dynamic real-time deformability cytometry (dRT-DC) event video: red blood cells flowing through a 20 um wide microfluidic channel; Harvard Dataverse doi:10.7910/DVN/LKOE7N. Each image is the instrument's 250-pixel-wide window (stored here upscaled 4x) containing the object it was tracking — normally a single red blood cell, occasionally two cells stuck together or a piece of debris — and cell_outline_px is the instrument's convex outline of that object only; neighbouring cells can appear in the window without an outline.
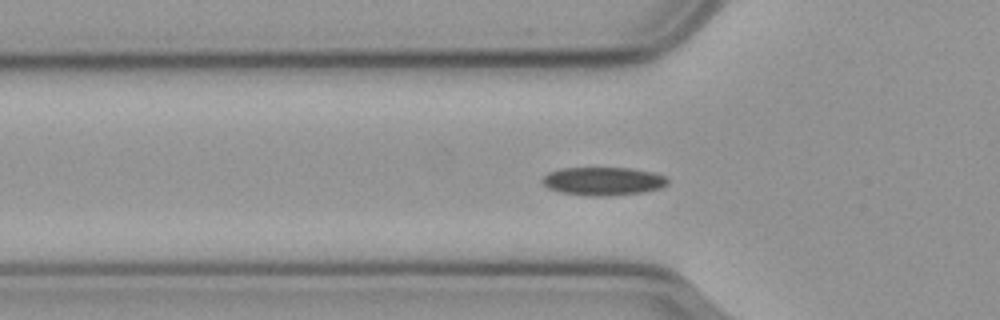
{"species": "common noctule bat (a hibernating species)", "species_latin": "Nyctalus noctula", "temperature_condition": "cold", "stored_images_in_passage": 41, "camera_frame_rate_fps": 3000, "um_per_image_px": 0.085, "animal": {"sex": "male", "body_mass_g": 23.1, "forearm_length_mm": 52.7}, "frame": {"image": 1, "passage_image": 2, "time_ms": 0.333, "image_size_px": [1000, 320], "cell_outline_px": [[668, 184], [660, 188], [644, 192], [608, 196], [592, 196], [560, 192], [548, 188], [540, 180], [548, 172], [560, 168], [632, 168], [652, 172], [668, 176]], "centroid_in_image_um": [51.28, 15.4], "position_along_channel_um": 74.5, "area_um2": 20.81}}
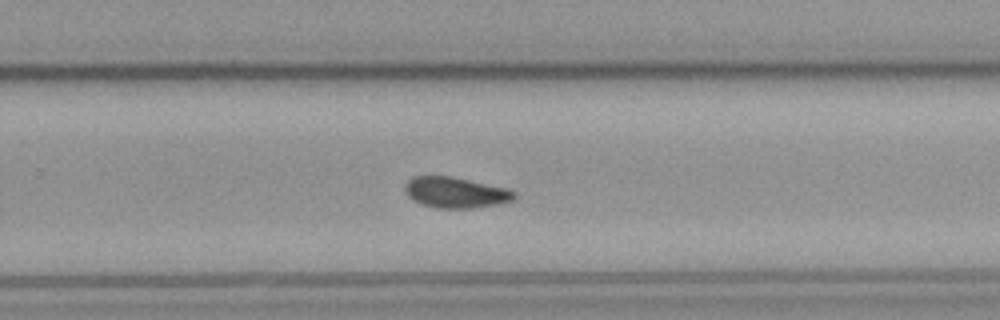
{"frame": {"image": 2, "passage_image": 20, "time_ms": 6.333, "image_size_px": [1000, 320], "cell_outline_px": [[516, 200], [500, 204], [472, 208], [436, 208], [412, 200], [408, 196], [404, 188], [404, 184], [412, 176], [452, 176], [508, 188], [516, 192]], "centroid_in_image_um": [38.76, 16.36], "position_along_channel_um": 291.0, "area_um2": 19.88}}
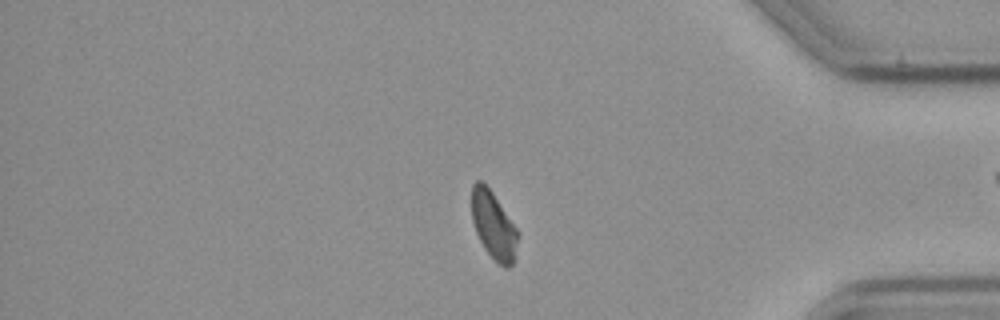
{"frame": {"image": 3, "passage_image": 31, "time_ms": 10.0, "image_size_px": [1000, 320], "cell_outline_px": [[520, 236], [516, 260], [508, 268], [504, 268], [484, 248], [476, 232], [472, 220], [472, 184], [476, 180], [480, 180], [492, 192], [516, 228]], "centroid_in_image_um": [41.98, 19.2], "position_along_channel_um": 393.2, "area_um2": 18.15}, "authors_computed_cell_mechanics": {"area_um2": 19.5942, "velocity_mm_per_s": 3.5935, "shape_relaxation_time_tau1_ms": 7.1212, "shape_relaxation_time_tau2_ms": 7.6519, "deformation_change_tau1": 0.1056, "deformation_change_tau2": 0.1115}}